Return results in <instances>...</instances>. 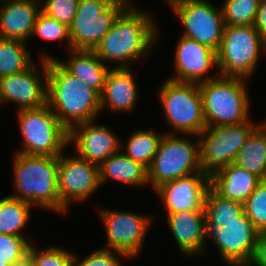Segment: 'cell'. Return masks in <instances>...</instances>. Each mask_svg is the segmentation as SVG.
Here are the masks:
<instances>
[{
    "label": "cell",
    "instance_id": "obj_1",
    "mask_svg": "<svg viewBox=\"0 0 266 266\" xmlns=\"http://www.w3.org/2000/svg\"><path fill=\"white\" fill-rule=\"evenodd\" d=\"M153 19V15L131 4L94 52L103 62H117L114 68H129L130 63L142 60L157 41L159 29Z\"/></svg>",
    "mask_w": 266,
    "mask_h": 266
},
{
    "label": "cell",
    "instance_id": "obj_2",
    "mask_svg": "<svg viewBox=\"0 0 266 266\" xmlns=\"http://www.w3.org/2000/svg\"><path fill=\"white\" fill-rule=\"evenodd\" d=\"M47 105L70 131L94 121L101 112V95L70 74L57 60L48 59Z\"/></svg>",
    "mask_w": 266,
    "mask_h": 266
},
{
    "label": "cell",
    "instance_id": "obj_3",
    "mask_svg": "<svg viewBox=\"0 0 266 266\" xmlns=\"http://www.w3.org/2000/svg\"><path fill=\"white\" fill-rule=\"evenodd\" d=\"M14 198L41 208L67 213L58 191L59 156L14 154Z\"/></svg>",
    "mask_w": 266,
    "mask_h": 266
},
{
    "label": "cell",
    "instance_id": "obj_4",
    "mask_svg": "<svg viewBox=\"0 0 266 266\" xmlns=\"http://www.w3.org/2000/svg\"><path fill=\"white\" fill-rule=\"evenodd\" d=\"M246 79L218 75L199 83L206 127L236 125L250 119Z\"/></svg>",
    "mask_w": 266,
    "mask_h": 266
},
{
    "label": "cell",
    "instance_id": "obj_5",
    "mask_svg": "<svg viewBox=\"0 0 266 266\" xmlns=\"http://www.w3.org/2000/svg\"><path fill=\"white\" fill-rule=\"evenodd\" d=\"M261 51H266V41L253 25H225L217 51L219 75L250 79Z\"/></svg>",
    "mask_w": 266,
    "mask_h": 266
},
{
    "label": "cell",
    "instance_id": "obj_6",
    "mask_svg": "<svg viewBox=\"0 0 266 266\" xmlns=\"http://www.w3.org/2000/svg\"><path fill=\"white\" fill-rule=\"evenodd\" d=\"M18 124L24 147L16 153L31 156H59L69 146V131L46 104L37 109L18 110Z\"/></svg>",
    "mask_w": 266,
    "mask_h": 266
},
{
    "label": "cell",
    "instance_id": "obj_7",
    "mask_svg": "<svg viewBox=\"0 0 266 266\" xmlns=\"http://www.w3.org/2000/svg\"><path fill=\"white\" fill-rule=\"evenodd\" d=\"M131 0H79L69 26L70 50L94 51Z\"/></svg>",
    "mask_w": 266,
    "mask_h": 266
},
{
    "label": "cell",
    "instance_id": "obj_8",
    "mask_svg": "<svg viewBox=\"0 0 266 266\" xmlns=\"http://www.w3.org/2000/svg\"><path fill=\"white\" fill-rule=\"evenodd\" d=\"M166 121L177 132L198 136L205 128L202 95L196 83L167 79L158 92Z\"/></svg>",
    "mask_w": 266,
    "mask_h": 266
},
{
    "label": "cell",
    "instance_id": "obj_9",
    "mask_svg": "<svg viewBox=\"0 0 266 266\" xmlns=\"http://www.w3.org/2000/svg\"><path fill=\"white\" fill-rule=\"evenodd\" d=\"M174 134H164L148 168V182L157 189L162 184L201 172L200 142ZM194 143V144H193Z\"/></svg>",
    "mask_w": 266,
    "mask_h": 266
},
{
    "label": "cell",
    "instance_id": "obj_10",
    "mask_svg": "<svg viewBox=\"0 0 266 266\" xmlns=\"http://www.w3.org/2000/svg\"><path fill=\"white\" fill-rule=\"evenodd\" d=\"M257 125L249 119L236 125L206 127L198 135L202 172L211 176L233 163L239 149Z\"/></svg>",
    "mask_w": 266,
    "mask_h": 266
},
{
    "label": "cell",
    "instance_id": "obj_11",
    "mask_svg": "<svg viewBox=\"0 0 266 266\" xmlns=\"http://www.w3.org/2000/svg\"><path fill=\"white\" fill-rule=\"evenodd\" d=\"M184 26L181 36L218 51L225 28L222 10L208 0H165Z\"/></svg>",
    "mask_w": 266,
    "mask_h": 266
},
{
    "label": "cell",
    "instance_id": "obj_12",
    "mask_svg": "<svg viewBox=\"0 0 266 266\" xmlns=\"http://www.w3.org/2000/svg\"><path fill=\"white\" fill-rule=\"evenodd\" d=\"M259 231L243 213L237 220L220 228L216 223H205V238L210 237L228 266H249L254 258Z\"/></svg>",
    "mask_w": 266,
    "mask_h": 266
},
{
    "label": "cell",
    "instance_id": "obj_13",
    "mask_svg": "<svg viewBox=\"0 0 266 266\" xmlns=\"http://www.w3.org/2000/svg\"><path fill=\"white\" fill-rule=\"evenodd\" d=\"M53 58L43 54L41 67L33 62L27 69L0 78V100L18 105V110L37 109L47 104L48 59ZM42 69V70H41ZM42 73V74H41Z\"/></svg>",
    "mask_w": 266,
    "mask_h": 266
},
{
    "label": "cell",
    "instance_id": "obj_14",
    "mask_svg": "<svg viewBox=\"0 0 266 266\" xmlns=\"http://www.w3.org/2000/svg\"><path fill=\"white\" fill-rule=\"evenodd\" d=\"M99 212L104 222L108 242L103 248L109 250L111 248L112 251L123 253L129 259L136 258L140 249L143 248L144 237L152 218L140 213L104 208Z\"/></svg>",
    "mask_w": 266,
    "mask_h": 266
},
{
    "label": "cell",
    "instance_id": "obj_15",
    "mask_svg": "<svg viewBox=\"0 0 266 266\" xmlns=\"http://www.w3.org/2000/svg\"><path fill=\"white\" fill-rule=\"evenodd\" d=\"M101 186L99 166L77 155H59L58 191L61 202L68 208L72 201L82 202Z\"/></svg>",
    "mask_w": 266,
    "mask_h": 266
},
{
    "label": "cell",
    "instance_id": "obj_16",
    "mask_svg": "<svg viewBox=\"0 0 266 266\" xmlns=\"http://www.w3.org/2000/svg\"><path fill=\"white\" fill-rule=\"evenodd\" d=\"M209 188L210 176L201 171L166 182L155 191L164 203L165 213H174L204 211L205 197Z\"/></svg>",
    "mask_w": 266,
    "mask_h": 266
},
{
    "label": "cell",
    "instance_id": "obj_17",
    "mask_svg": "<svg viewBox=\"0 0 266 266\" xmlns=\"http://www.w3.org/2000/svg\"><path fill=\"white\" fill-rule=\"evenodd\" d=\"M176 47L174 54L176 76L173 75L168 79L196 84L214 79L207 75L213 66L217 70L216 51L184 36L180 37Z\"/></svg>",
    "mask_w": 266,
    "mask_h": 266
},
{
    "label": "cell",
    "instance_id": "obj_18",
    "mask_svg": "<svg viewBox=\"0 0 266 266\" xmlns=\"http://www.w3.org/2000/svg\"><path fill=\"white\" fill-rule=\"evenodd\" d=\"M109 128L89 121L76 125L69 131V145L75 143L76 155L100 166L111 155L122 150V142Z\"/></svg>",
    "mask_w": 266,
    "mask_h": 266
},
{
    "label": "cell",
    "instance_id": "obj_19",
    "mask_svg": "<svg viewBox=\"0 0 266 266\" xmlns=\"http://www.w3.org/2000/svg\"><path fill=\"white\" fill-rule=\"evenodd\" d=\"M0 38L27 41L41 12L40 0H0Z\"/></svg>",
    "mask_w": 266,
    "mask_h": 266
},
{
    "label": "cell",
    "instance_id": "obj_20",
    "mask_svg": "<svg viewBox=\"0 0 266 266\" xmlns=\"http://www.w3.org/2000/svg\"><path fill=\"white\" fill-rule=\"evenodd\" d=\"M165 215L181 253L190 258L206 252L205 211H180Z\"/></svg>",
    "mask_w": 266,
    "mask_h": 266
},
{
    "label": "cell",
    "instance_id": "obj_21",
    "mask_svg": "<svg viewBox=\"0 0 266 266\" xmlns=\"http://www.w3.org/2000/svg\"><path fill=\"white\" fill-rule=\"evenodd\" d=\"M130 70V67H111L108 71L101 93V111L105 106L113 112H131L134 109L139 90Z\"/></svg>",
    "mask_w": 266,
    "mask_h": 266
},
{
    "label": "cell",
    "instance_id": "obj_22",
    "mask_svg": "<svg viewBox=\"0 0 266 266\" xmlns=\"http://www.w3.org/2000/svg\"><path fill=\"white\" fill-rule=\"evenodd\" d=\"M262 180L234 163L210 176V187L221 197L244 203Z\"/></svg>",
    "mask_w": 266,
    "mask_h": 266
},
{
    "label": "cell",
    "instance_id": "obj_23",
    "mask_svg": "<svg viewBox=\"0 0 266 266\" xmlns=\"http://www.w3.org/2000/svg\"><path fill=\"white\" fill-rule=\"evenodd\" d=\"M69 53L70 58L66 62L57 59L59 63L70 74L101 95L107 73L111 68L94 51L69 50Z\"/></svg>",
    "mask_w": 266,
    "mask_h": 266
},
{
    "label": "cell",
    "instance_id": "obj_24",
    "mask_svg": "<svg viewBox=\"0 0 266 266\" xmlns=\"http://www.w3.org/2000/svg\"><path fill=\"white\" fill-rule=\"evenodd\" d=\"M100 184L113 179L129 186L148 185V169L127 157L121 150L99 166Z\"/></svg>",
    "mask_w": 266,
    "mask_h": 266
},
{
    "label": "cell",
    "instance_id": "obj_25",
    "mask_svg": "<svg viewBox=\"0 0 266 266\" xmlns=\"http://www.w3.org/2000/svg\"><path fill=\"white\" fill-rule=\"evenodd\" d=\"M233 163L266 180V121L252 130Z\"/></svg>",
    "mask_w": 266,
    "mask_h": 266
},
{
    "label": "cell",
    "instance_id": "obj_26",
    "mask_svg": "<svg viewBox=\"0 0 266 266\" xmlns=\"http://www.w3.org/2000/svg\"><path fill=\"white\" fill-rule=\"evenodd\" d=\"M205 223H216L220 228L237 220L244 213L241 202L219 196L211 187L204 202Z\"/></svg>",
    "mask_w": 266,
    "mask_h": 266
},
{
    "label": "cell",
    "instance_id": "obj_27",
    "mask_svg": "<svg viewBox=\"0 0 266 266\" xmlns=\"http://www.w3.org/2000/svg\"><path fill=\"white\" fill-rule=\"evenodd\" d=\"M32 204L12 196L0 199V234L23 236L20 231L27 225Z\"/></svg>",
    "mask_w": 266,
    "mask_h": 266
},
{
    "label": "cell",
    "instance_id": "obj_28",
    "mask_svg": "<svg viewBox=\"0 0 266 266\" xmlns=\"http://www.w3.org/2000/svg\"><path fill=\"white\" fill-rule=\"evenodd\" d=\"M165 133L158 134L152 130H136L130 135L124 154L147 169L150 167L160 142Z\"/></svg>",
    "mask_w": 266,
    "mask_h": 266
},
{
    "label": "cell",
    "instance_id": "obj_29",
    "mask_svg": "<svg viewBox=\"0 0 266 266\" xmlns=\"http://www.w3.org/2000/svg\"><path fill=\"white\" fill-rule=\"evenodd\" d=\"M25 41L0 38V78L27 69L31 59Z\"/></svg>",
    "mask_w": 266,
    "mask_h": 266
},
{
    "label": "cell",
    "instance_id": "obj_30",
    "mask_svg": "<svg viewBox=\"0 0 266 266\" xmlns=\"http://www.w3.org/2000/svg\"><path fill=\"white\" fill-rule=\"evenodd\" d=\"M260 0H225L221 6L225 25H253Z\"/></svg>",
    "mask_w": 266,
    "mask_h": 266
},
{
    "label": "cell",
    "instance_id": "obj_31",
    "mask_svg": "<svg viewBox=\"0 0 266 266\" xmlns=\"http://www.w3.org/2000/svg\"><path fill=\"white\" fill-rule=\"evenodd\" d=\"M27 261L32 266H74V254L58 246L40 251L35 246V242H32L28 250Z\"/></svg>",
    "mask_w": 266,
    "mask_h": 266
},
{
    "label": "cell",
    "instance_id": "obj_32",
    "mask_svg": "<svg viewBox=\"0 0 266 266\" xmlns=\"http://www.w3.org/2000/svg\"><path fill=\"white\" fill-rule=\"evenodd\" d=\"M31 242L24 236L0 234V256L11 266H22L27 262Z\"/></svg>",
    "mask_w": 266,
    "mask_h": 266
},
{
    "label": "cell",
    "instance_id": "obj_33",
    "mask_svg": "<svg viewBox=\"0 0 266 266\" xmlns=\"http://www.w3.org/2000/svg\"><path fill=\"white\" fill-rule=\"evenodd\" d=\"M244 213L259 232L266 231V180H262L243 203Z\"/></svg>",
    "mask_w": 266,
    "mask_h": 266
},
{
    "label": "cell",
    "instance_id": "obj_34",
    "mask_svg": "<svg viewBox=\"0 0 266 266\" xmlns=\"http://www.w3.org/2000/svg\"><path fill=\"white\" fill-rule=\"evenodd\" d=\"M40 36L47 41L66 42L68 44V50H70V37L69 27L53 18L48 17L43 12H40L37 16L34 31L32 36Z\"/></svg>",
    "mask_w": 266,
    "mask_h": 266
},
{
    "label": "cell",
    "instance_id": "obj_35",
    "mask_svg": "<svg viewBox=\"0 0 266 266\" xmlns=\"http://www.w3.org/2000/svg\"><path fill=\"white\" fill-rule=\"evenodd\" d=\"M41 12L68 27L72 24L77 12L79 0H40Z\"/></svg>",
    "mask_w": 266,
    "mask_h": 266
},
{
    "label": "cell",
    "instance_id": "obj_36",
    "mask_svg": "<svg viewBox=\"0 0 266 266\" xmlns=\"http://www.w3.org/2000/svg\"><path fill=\"white\" fill-rule=\"evenodd\" d=\"M112 252V250L101 248L85 256L82 261H79L74 255V266H121L122 262H120L118 254L122 255V258L127 257L123 253Z\"/></svg>",
    "mask_w": 266,
    "mask_h": 266
},
{
    "label": "cell",
    "instance_id": "obj_37",
    "mask_svg": "<svg viewBox=\"0 0 266 266\" xmlns=\"http://www.w3.org/2000/svg\"><path fill=\"white\" fill-rule=\"evenodd\" d=\"M249 266H266V231L258 234L256 252Z\"/></svg>",
    "mask_w": 266,
    "mask_h": 266
},
{
    "label": "cell",
    "instance_id": "obj_38",
    "mask_svg": "<svg viewBox=\"0 0 266 266\" xmlns=\"http://www.w3.org/2000/svg\"><path fill=\"white\" fill-rule=\"evenodd\" d=\"M253 26L259 35L266 41V0H260Z\"/></svg>",
    "mask_w": 266,
    "mask_h": 266
},
{
    "label": "cell",
    "instance_id": "obj_39",
    "mask_svg": "<svg viewBox=\"0 0 266 266\" xmlns=\"http://www.w3.org/2000/svg\"><path fill=\"white\" fill-rule=\"evenodd\" d=\"M0 266H11V265L5 261V258L0 256Z\"/></svg>",
    "mask_w": 266,
    "mask_h": 266
},
{
    "label": "cell",
    "instance_id": "obj_40",
    "mask_svg": "<svg viewBox=\"0 0 266 266\" xmlns=\"http://www.w3.org/2000/svg\"><path fill=\"white\" fill-rule=\"evenodd\" d=\"M22 266H32L28 261L24 263Z\"/></svg>",
    "mask_w": 266,
    "mask_h": 266
}]
</instances>
